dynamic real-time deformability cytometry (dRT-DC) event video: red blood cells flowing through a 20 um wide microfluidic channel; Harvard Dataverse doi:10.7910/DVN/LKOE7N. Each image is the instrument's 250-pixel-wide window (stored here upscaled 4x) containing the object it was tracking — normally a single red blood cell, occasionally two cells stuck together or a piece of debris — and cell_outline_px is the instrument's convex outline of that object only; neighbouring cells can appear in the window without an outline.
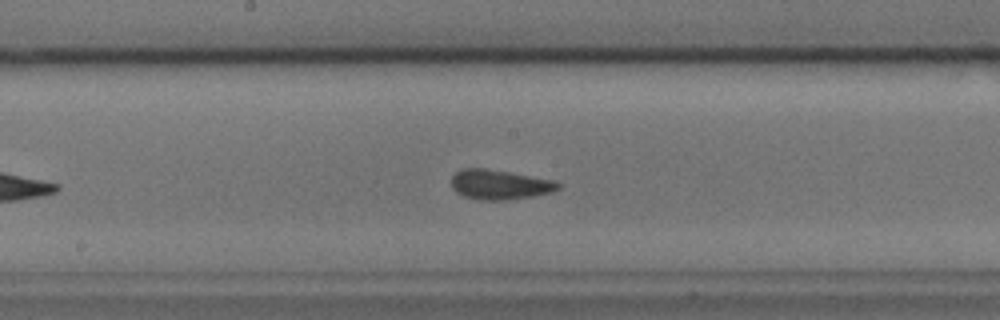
{"species": "common noctule bat (a hibernating species)", "species_latin": "Nyctalus noctula", "temperature_condition": "cold", "stored_images_in_passage": 37, "camera_frame_rate_fps": 3000, "um_per_image_px": 0.085, "animal": {"sex": "male", "body_mass_g": 17.9, "forearm_length_mm": 54.2}, "frame": {"image": 1, "passage_image": 19, "time_ms": 6.0, "image_size_px": [1000, 320], "cell_outline_px": [[560, 188], [552, 192], [532, 196], [504, 200], [480, 200], [464, 196], [456, 192], [452, 188], [452, 176], [456, 172], [464, 168], [484, 168], [508, 172], [552, 180], [560, 184]], "centroid_in_image_um": [42.44, 15.69], "position_along_channel_um": 205.8, "area_um2": 18.26}, "authors_computed_cell_mechanics": {"area_um2": 17.7446, "velocity_mm_per_s": 3.7338, "shape_relaxation_time_tau1_ms": 4.2933, "shape_relaxation_time_tau2_ms": 1.0337, "deformation_change_tau1": 0.0651, "deformation_change_tau2": 0.0588}}